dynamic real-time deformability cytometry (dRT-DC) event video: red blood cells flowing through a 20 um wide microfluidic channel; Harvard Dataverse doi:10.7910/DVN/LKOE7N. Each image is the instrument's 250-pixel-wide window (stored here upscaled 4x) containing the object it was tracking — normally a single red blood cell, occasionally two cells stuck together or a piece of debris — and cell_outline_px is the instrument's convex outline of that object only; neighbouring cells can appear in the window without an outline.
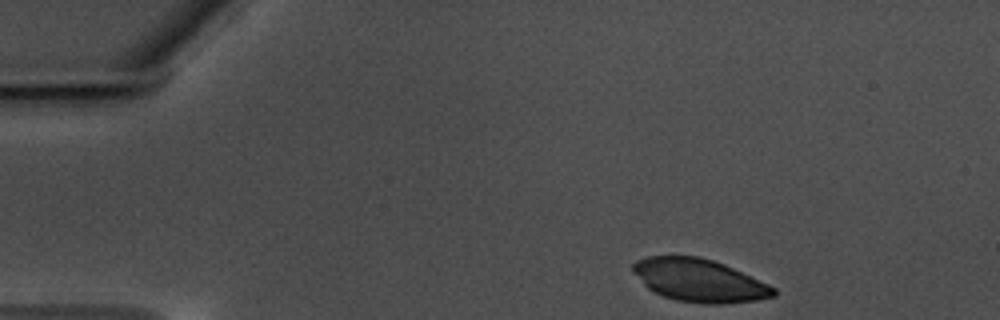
{"species": "common noctule bat (a hibernating species)", "species_latin": "Nyctalus noctula", "temperature_condition": "warm", "stored_images_in_passage": 42, "camera_frame_rate_fps": 3000, "um_per_image_px": 0.085, "animal": {"sex": "male", "body_mass_g": 17.5, "forearm_length_mm": 52.3}, "frame": {"image": 1, "passage_image": 1, "time_ms": 0.0, "image_size_px": [1000, 320], "cell_outline_px": [[776, 296], [756, 300], [720, 304], [704, 304], [676, 300], [664, 296], [648, 288], [632, 272], [632, 264], [636, 260], [648, 256], [700, 256], [724, 264], [768, 284], [776, 288]], "centroid_in_image_um": [59.43, 23.83], "position_along_channel_um": 25.6, "area_um2": 34.97}}